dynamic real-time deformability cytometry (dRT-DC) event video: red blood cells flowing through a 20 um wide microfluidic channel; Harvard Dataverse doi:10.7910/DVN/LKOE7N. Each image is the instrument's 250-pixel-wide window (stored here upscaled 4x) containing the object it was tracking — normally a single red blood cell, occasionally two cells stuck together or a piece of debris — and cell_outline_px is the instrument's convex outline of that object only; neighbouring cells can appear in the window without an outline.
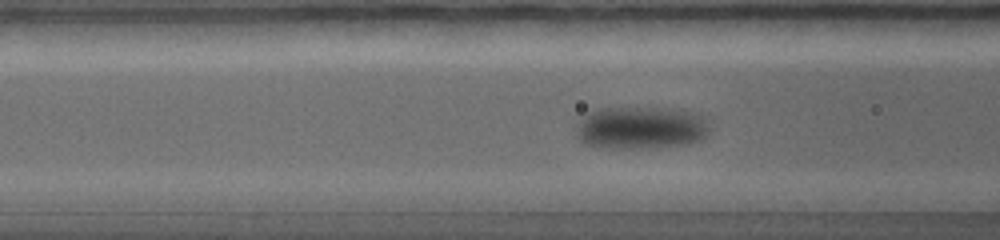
{"species": "common noctule bat (a hibernating species)", "species_latin": "Nyctalus noctula", "temperature_condition": "warm", "stored_images_in_passage": 46, "camera_frame_rate_fps": 5000, "um_per_image_px": 0.085, "animal": {"sex": "female", "body_mass_g": 19.0, "forearm_length_mm": 56.7}, "frame": {"image": 1, "passage_image": 6, "time_ms": 1.0, "image_size_px": [1000, 240], "cell_outline_px": [[700, 136], [696, 140], [688, 144], [656, 148], [604, 148], [584, 144], [580, 136], [580, 132], [584, 120], [596, 108], [656, 108], [684, 112], [692, 116], [700, 128]], "centroid_in_image_um": [54.28, 10.91], "position_along_channel_um": 112.3, "area_um2": 30.46}}
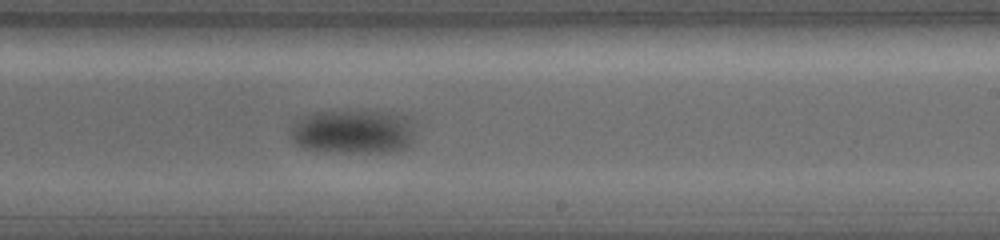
{"frame": {"image": 2, "passage_image": 23, "time_ms": 4.0, "image_size_px": [1000, 240], "cell_outline_px": [[408, 148], [396, 152], [340, 152], [304, 148], [292, 136], [292, 132], [308, 116], [316, 112], [368, 108], [388, 112], [404, 116], [408, 140]], "centroid_in_image_um": [30.03, 11.17], "position_along_channel_um": 259.0, "area_um2": 30.81}}
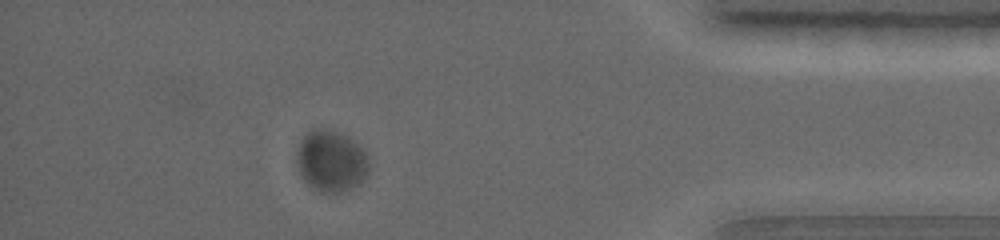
{"frame": {"image": 3, "passage_image": 38, "time_ms": 7.8, "image_size_px": [1000, 240], "cell_outline_px": [[360, 172], [356, 176], [344, 184], [328, 188], [324, 188], [312, 180], [304, 172], [300, 156], [300, 152], [304, 140], [308, 136], [316, 132], [324, 132], [336, 136], [352, 148], [356, 152], [360, 160]], "centroid_in_image_um": [27.95, 13.61], "position_along_channel_um": 407.2, "area_um2": 17.98}}